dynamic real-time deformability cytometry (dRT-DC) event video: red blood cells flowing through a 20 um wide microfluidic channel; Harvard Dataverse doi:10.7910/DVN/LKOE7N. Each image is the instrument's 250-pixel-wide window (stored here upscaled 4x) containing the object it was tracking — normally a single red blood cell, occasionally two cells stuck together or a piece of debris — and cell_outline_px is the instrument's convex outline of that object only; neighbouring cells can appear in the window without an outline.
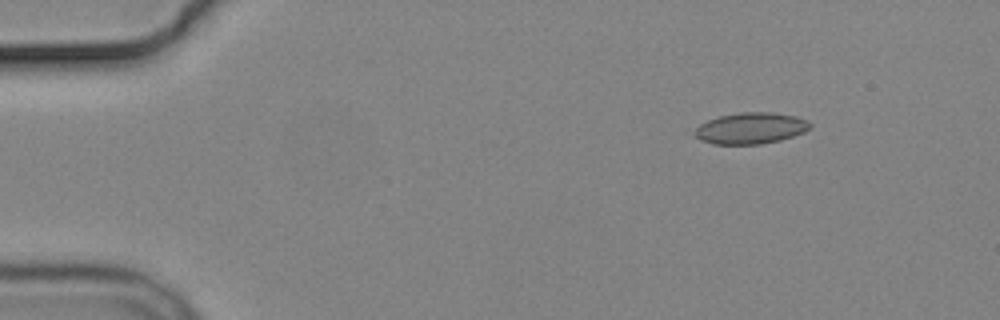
{"species": "common noctule bat (a hibernating species)", "species_latin": "Nyctalus noctula", "temperature_condition": "cold", "stored_images_in_passage": 5, "camera_frame_rate_fps": 3000, "um_per_image_px": 0.085, "animal": {"sex": "male", "body_mass_g": 19.2, "forearm_length_mm": 51.8}, "frame": {"image": 1, "passage_image": 2, "time_ms": 1.333, "image_size_px": [1000, 320], "cell_outline_px": [[812, 124], [804, 132], [780, 140], [760, 144], [712, 144], [700, 140], [696, 136], [696, 128], [700, 124], [708, 120], [720, 116], [740, 112], [768, 112], [796, 116], [808, 120]], "centroid_in_image_um": [63.82, 10.9], "position_along_channel_um": 21.2, "area_um2": 20.87}}
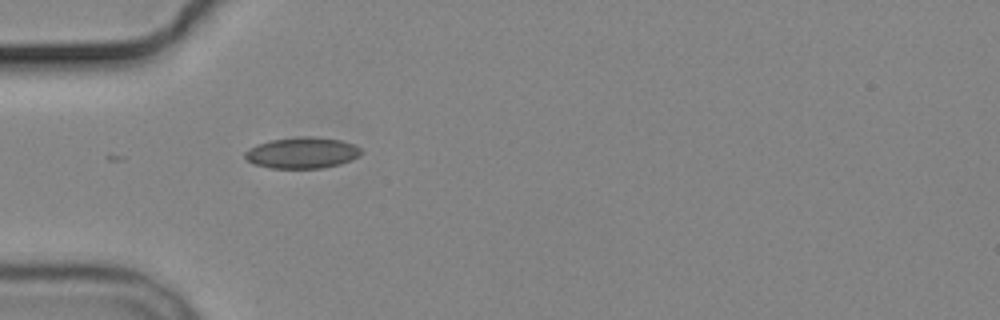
{"frame": {"image": 2, "passage_image": 5, "time_ms": 4.667, "image_size_px": [1000, 320], "cell_outline_px": [[360, 152], [356, 156], [340, 164], [320, 168], [268, 168], [252, 164], [244, 156], [244, 152], [248, 148], [256, 144], [272, 140], [296, 136], [312, 136], [340, 140], [352, 144], [360, 148]], "centroid_in_image_um": [25.59, 12.98], "position_along_channel_um": 59.4, "area_um2": 20.98}}